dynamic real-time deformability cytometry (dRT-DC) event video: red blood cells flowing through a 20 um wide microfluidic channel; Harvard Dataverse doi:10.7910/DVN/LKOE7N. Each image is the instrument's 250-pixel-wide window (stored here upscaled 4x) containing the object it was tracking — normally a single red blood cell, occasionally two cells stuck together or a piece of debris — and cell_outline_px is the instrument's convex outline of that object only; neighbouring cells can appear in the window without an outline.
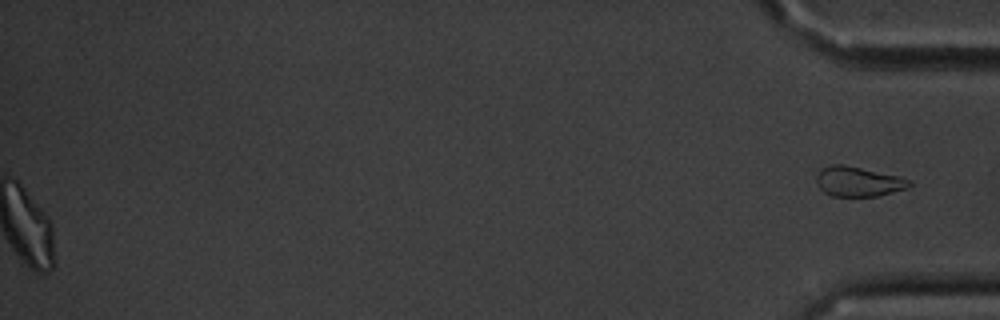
{"species": "common noctule bat (a hibernating species)", "species_latin": "Nyctalus noctula", "temperature_condition": "cold", "stored_images_in_passage": 46, "segment_of_instrument_passage": [2, 2], "camera_frame_rate_fps": 3000, "um_per_image_px": 0.085, "animal": {"sex": "male", "body_mass_g": 20.1, "forearm_length_mm": 53.5}, "frame": {"image": 1, "passage_image": 46, "time_ms": 15.0, "image_size_px": [1000, 320], "cell_outline_px": [[912, 184], [904, 188], [876, 196], [832, 196], [824, 192], [816, 184], [816, 176], [820, 168], [832, 164], [844, 164], [900, 176], [912, 180]], "centroid_in_image_um": [72.91, 15.41], "position_along_channel_um": 362.3, "area_um2": 16.18}}